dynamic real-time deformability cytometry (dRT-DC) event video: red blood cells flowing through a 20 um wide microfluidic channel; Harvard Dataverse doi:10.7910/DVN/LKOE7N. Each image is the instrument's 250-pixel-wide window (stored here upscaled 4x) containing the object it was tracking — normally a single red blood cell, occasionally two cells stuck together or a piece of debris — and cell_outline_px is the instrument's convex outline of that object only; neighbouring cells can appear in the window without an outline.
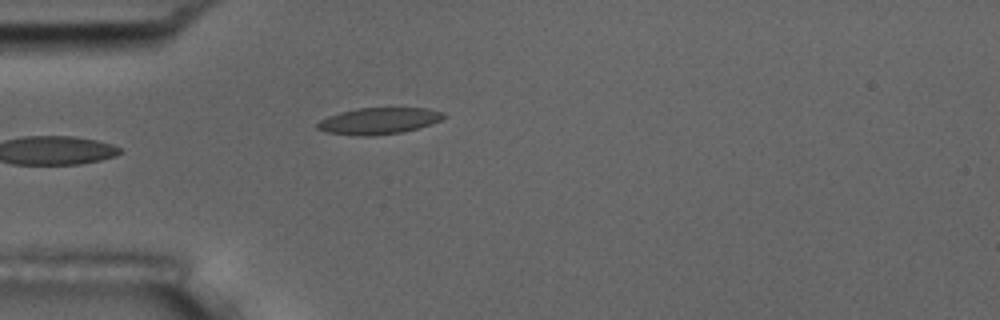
{"species": "common noctule bat (a hibernating species)", "species_latin": "Nyctalus noctula", "temperature_condition": "room temperature", "stored_images_in_passage": 5, "camera_frame_rate_fps": 3000, "um_per_image_px": 0.085, "animal": {"sex": "male", "body_mass_g": 17.5, "forearm_length_mm": 52.3}, "frame": {"image": 1, "passage_image": 5, "time_ms": 4.667, "image_size_px": [1000, 320], "cell_outline_px": [[448, 116], [432, 124], [400, 132], [372, 136], [360, 136], [328, 132], [316, 128], [316, 124], [320, 120], [328, 116], [340, 112], [356, 108], [428, 108], [444, 112]], "centroid_in_image_um": [32.21, 10.27], "position_along_channel_um": 52.8, "area_um2": 19.48}}